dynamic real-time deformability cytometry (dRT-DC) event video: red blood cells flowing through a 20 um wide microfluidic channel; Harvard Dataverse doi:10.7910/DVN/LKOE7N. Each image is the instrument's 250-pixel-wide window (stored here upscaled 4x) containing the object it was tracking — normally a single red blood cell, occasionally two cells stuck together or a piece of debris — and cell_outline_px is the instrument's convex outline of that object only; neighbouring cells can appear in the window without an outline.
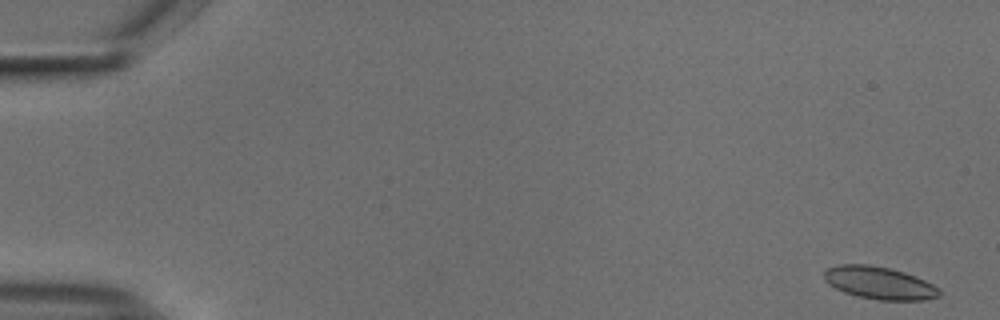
{"species": "common noctule bat (a hibernating species)", "species_latin": "Nyctalus noctula", "temperature_condition": "cold", "stored_images_in_passage": 31, "camera_frame_rate_fps": 3000, "um_per_image_px": 0.085, "animal": {"sex": "male", "body_mass_g": 18.8}, "frame": {"image": 1, "passage_image": 1, "time_ms": 0.0, "image_size_px": [1000, 320], "cell_outline_px": [[940, 296], [924, 300], [880, 300], [860, 296], [844, 292], [828, 284], [824, 280], [824, 272], [828, 268], [840, 264], [868, 264], [888, 268], [904, 272], [916, 276], [940, 288]], "centroid_in_image_um": [74.75, 24.04], "position_along_channel_um": 10.2, "area_um2": 21.73}}
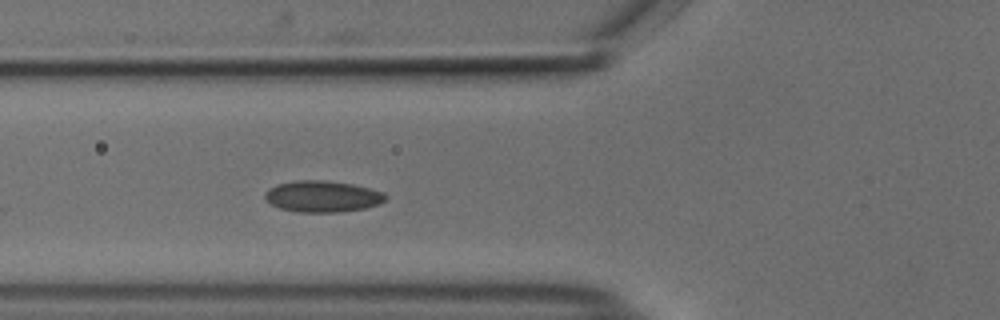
{"frame": {"image": 2, "passage_image": 20, "time_ms": 6.333, "image_size_px": [1000, 320], "cell_outline_px": [[388, 196], [380, 204], [364, 208], [340, 212], [296, 212], [280, 208], [264, 200], [264, 192], [268, 188], [276, 184], [296, 180], [324, 180], [352, 184], [384, 192]], "centroid_in_image_um": [27.37, 16.69], "position_along_channel_um": 98.4, "area_um2": 22.2}}
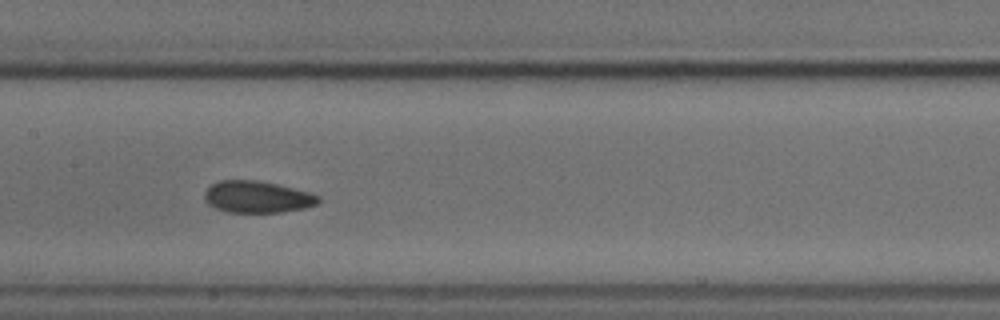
{"frame": {"image": 3, "passage_image": 27, "time_ms": 8.667, "image_size_px": [1000, 320], "cell_outline_px": [[320, 200], [316, 204], [304, 208], [280, 212], [228, 212], [216, 208], [208, 204], [204, 200], [204, 192], [212, 184], [220, 180], [256, 180], [276, 184], [312, 192], [320, 196]], "centroid_in_image_um": [21.87, 16.73], "position_along_channel_um": 185.5, "area_um2": 21.1}}